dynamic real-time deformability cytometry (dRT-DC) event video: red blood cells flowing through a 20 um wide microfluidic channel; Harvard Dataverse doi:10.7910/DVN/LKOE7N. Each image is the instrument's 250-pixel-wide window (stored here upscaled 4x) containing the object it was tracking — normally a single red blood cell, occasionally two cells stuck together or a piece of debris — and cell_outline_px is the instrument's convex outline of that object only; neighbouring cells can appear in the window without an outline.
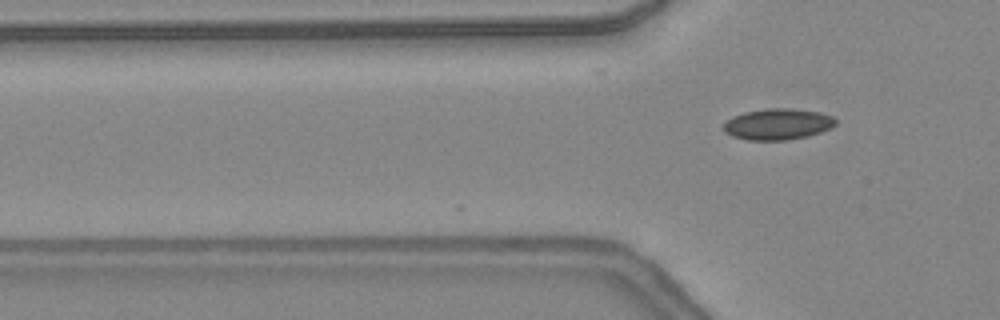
{"species": "common noctule bat (a hibernating species)", "species_latin": "Nyctalus noctula", "temperature_condition": "warm", "stored_images_in_passage": 3, "camera_frame_rate_fps": 3000, "um_per_image_px": 0.085, "animal": {"sex": "female", "body_mass_g": 24.6, "forearm_length_mm": 56.2}, "frame": {"image": 1, "passage_image": 3, "time_ms": 0.667, "image_size_px": [1000, 320], "cell_outline_px": [[836, 124], [820, 132], [808, 136], [784, 140], [748, 140], [732, 136], [724, 132], [724, 124], [732, 116], [744, 112], [768, 108], [792, 108], [820, 112], [832, 116], [836, 120]], "centroid_in_image_um": [66.1, 10.54], "position_along_channel_um": 59.7, "area_um2": 20.29}}